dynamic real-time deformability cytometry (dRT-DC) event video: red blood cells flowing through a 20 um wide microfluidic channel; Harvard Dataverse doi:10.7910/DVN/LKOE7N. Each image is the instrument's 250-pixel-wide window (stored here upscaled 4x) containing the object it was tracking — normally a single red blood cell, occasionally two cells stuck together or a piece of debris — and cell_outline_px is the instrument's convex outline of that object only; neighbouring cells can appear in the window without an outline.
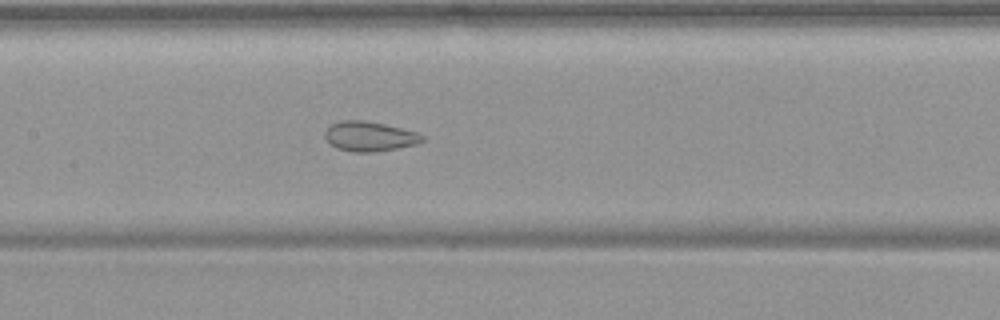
{"species": "common noctule bat (a hibernating species)", "species_latin": "Nyctalus noctula", "temperature_condition": "warm", "stored_images_in_passage": 56, "camera_frame_rate_fps": 3000, "um_per_image_px": 0.085, "animal": {"sex": "female", "body_mass_g": 19.9}, "frame": {"image": 1, "passage_image": 27, "time_ms": 8.667, "image_size_px": [1000, 320], "cell_outline_px": [[424, 140], [416, 144], [396, 148], [372, 152], [352, 152], [336, 148], [324, 136], [324, 132], [332, 124], [340, 120], [364, 120], [384, 124], [416, 132], [424, 136]], "centroid_in_image_um": [31.39, 11.59], "position_along_channel_um": 176.0, "area_um2": 16.7}}
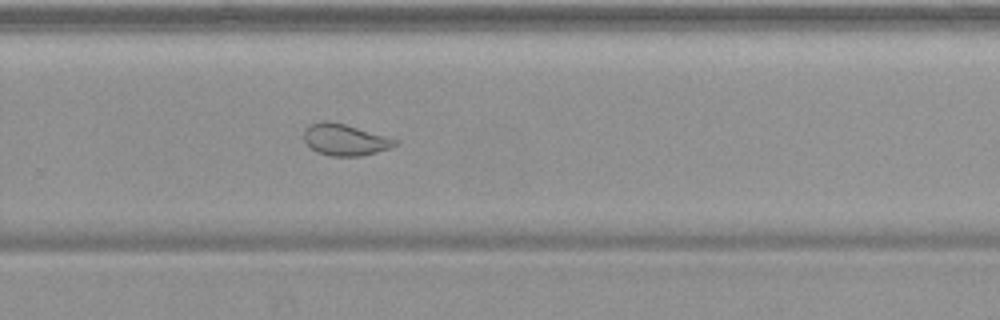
{"frame": {"image": 2, "passage_image": 37, "time_ms": 12.0, "image_size_px": [1000, 320], "cell_outline_px": [[400, 144], [376, 152], [360, 156], [332, 156], [316, 152], [304, 140], [304, 128], [308, 124], [320, 120], [328, 120], [344, 124], [384, 136], [396, 140]], "centroid_in_image_um": [29.26, 11.86], "position_along_channel_um": 300.5, "area_um2": 16.59}}
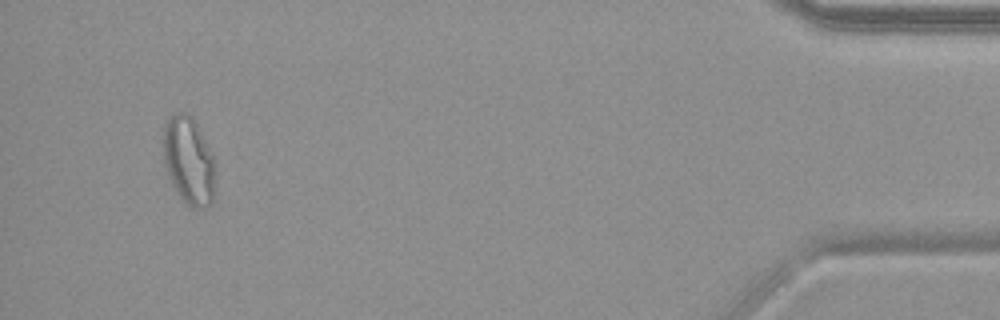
{"frame": {"image": 3, "passage_image": 52, "time_ms": 17.0, "image_size_px": [1000, 320], "cell_outline_px": [[216, 176], [212, 200], [204, 208], [188, 208], [176, 192], [172, 184], [164, 164], [160, 136], [164, 120], [176, 112], [188, 112], [196, 124], [212, 156], [216, 168]], "centroid_in_image_um": [15.98, 13.64], "position_along_channel_um": 419.2, "area_um2": 27.28}, "authors_computed_cell_mechanics": {"area_um2": 23.1778, "velocity_mm_per_s": 3.7565, "shape_relaxation_time_tau1_ms": null, "shape_relaxation_time_tau2_ms": 1.0866, "deformation_change_tau1": null, "deformation_change_tau2": 0.0734}}